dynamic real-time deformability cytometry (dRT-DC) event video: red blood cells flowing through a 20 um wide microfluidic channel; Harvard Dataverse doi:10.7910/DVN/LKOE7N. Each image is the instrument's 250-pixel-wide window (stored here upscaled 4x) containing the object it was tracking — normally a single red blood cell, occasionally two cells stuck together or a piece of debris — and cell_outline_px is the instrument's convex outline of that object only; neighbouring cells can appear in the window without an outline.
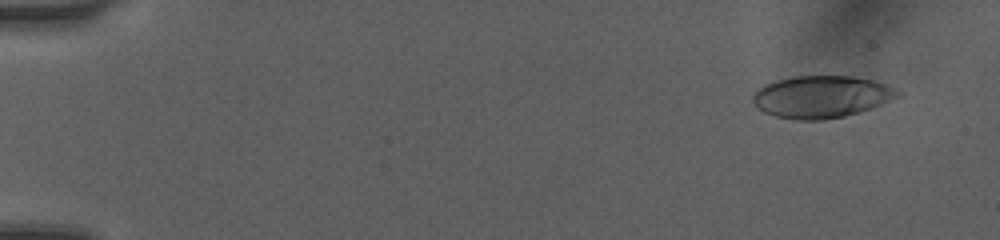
{"species": "human", "species_latin": "Homo sapiens", "temperature_condition": "room temperature", "stored_images_in_passage": 65, "camera_frame_rate_fps": 3000, "um_per_image_px": 0.085, "donor": {"sex": "female"}, "frame": {"image": 1, "passage_image": 5, "time_ms": 1.0, "image_size_px": [1000, 240], "cell_outline_px": [[904, 92], [900, 96], [880, 104], [844, 116], [824, 120], [796, 120], [776, 116], [764, 112], [756, 108], [752, 100], [752, 96], [764, 84], [776, 80], [792, 76], [852, 76], [872, 80], [896, 88]], "centroid_in_image_um": [69.8, 8.22], "position_along_channel_um": 15.2, "area_um2": 35.49}}
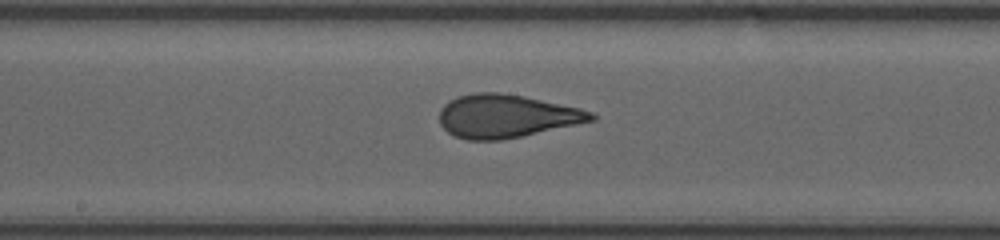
{"frame": {"image": 2, "passage_image": 36, "time_ms": 9.0, "image_size_px": [1000, 240], "cell_outline_px": [[596, 120], [520, 136], [500, 140], [468, 140], [456, 136], [448, 132], [440, 124], [440, 108], [444, 104], [456, 96], [472, 92], [500, 92], [524, 96], [580, 108], [592, 112], [596, 116]], "centroid_in_image_um": [43.01, 9.85], "position_along_channel_um": 205.2, "area_um2": 38.09}}
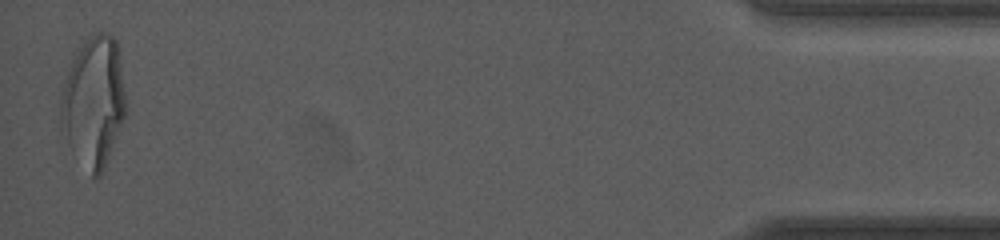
{"frame": {"image": 3, "passage_image": 64, "time_ms": 16.333, "image_size_px": [1000, 240], "cell_outline_px": [[124, 116], [104, 168], [100, 176], [92, 176], [68, 144], [60, 120], [60, 96], [68, 72], [76, 52], [88, 36], [92, 32], [108, 32], [116, 40], [120, 48], [124, 88]], "centroid_in_image_um": [7.96, 8.56], "position_along_channel_um": 427.2, "area_um2": 48.78}, "authors_computed_cell_mechanics": {"area_um2": 37.8012, "velocity_mm_per_s": 4.1137, "shape_relaxation_time_tau1_ms": 6.8937, "shape_relaxation_time_tau2_ms": 0.8785, "deformation_change_tau1": 0.2534, "deformation_change_tau2": 0.0957}}